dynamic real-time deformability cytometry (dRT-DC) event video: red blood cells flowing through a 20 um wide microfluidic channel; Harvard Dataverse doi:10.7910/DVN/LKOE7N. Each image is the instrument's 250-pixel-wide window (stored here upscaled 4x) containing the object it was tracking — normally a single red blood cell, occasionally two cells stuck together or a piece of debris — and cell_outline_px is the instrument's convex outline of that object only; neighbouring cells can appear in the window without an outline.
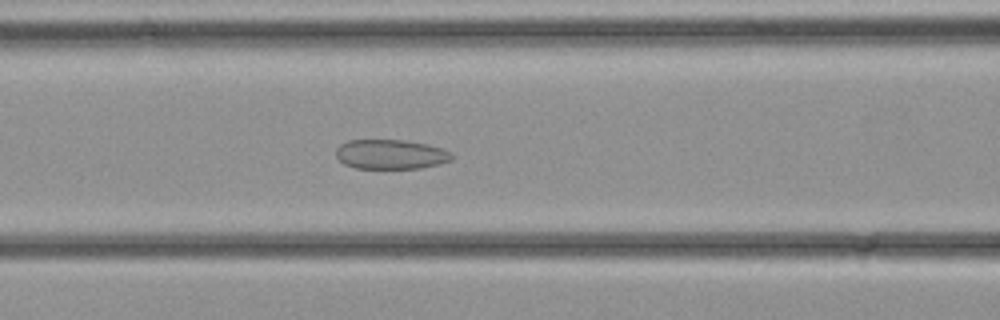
{"species": "common noctule bat (a hibernating species)", "species_latin": "Nyctalus noctula", "temperature_condition": "cold", "stored_images_in_passage": 29, "camera_frame_rate_fps": 3000, "um_per_image_px": 0.085, "animal": {"sex": "female", "body_mass_g": 21.9}, "frame": {"image": 1, "passage_image": 10, "time_ms": 3.0, "image_size_px": [1000, 320], "cell_outline_px": [[452, 160], [440, 164], [420, 168], [356, 168], [344, 164], [336, 156], [336, 148], [340, 144], [348, 140], [404, 140], [428, 144], [452, 152]], "centroid_in_image_um": [33.21, 13.11], "position_along_channel_um": 133.4, "area_um2": 20.0}}
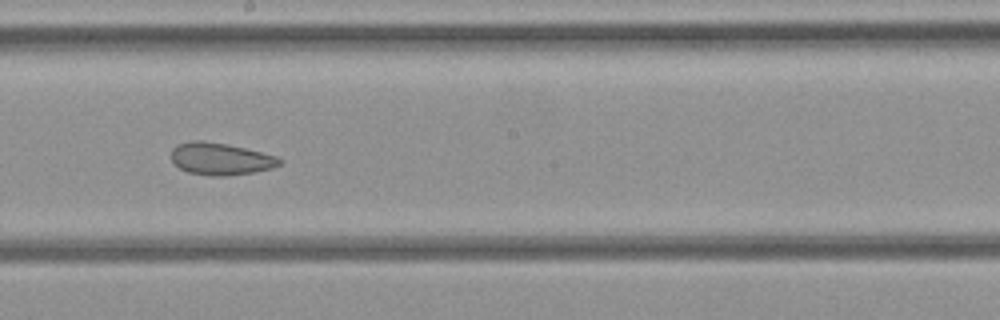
{"frame": {"image": 2, "passage_image": 15, "time_ms": 4.667, "image_size_px": [1000, 320], "cell_outline_px": [[284, 160], [280, 164], [272, 168], [252, 172], [224, 176], [208, 176], [188, 172], [180, 168], [172, 160], [172, 148], [176, 144], [192, 140], [204, 140], [228, 144], [276, 156]], "centroid_in_image_um": [18.73, 13.49], "position_along_channel_um": 229.5, "area_um2": 20.29}}
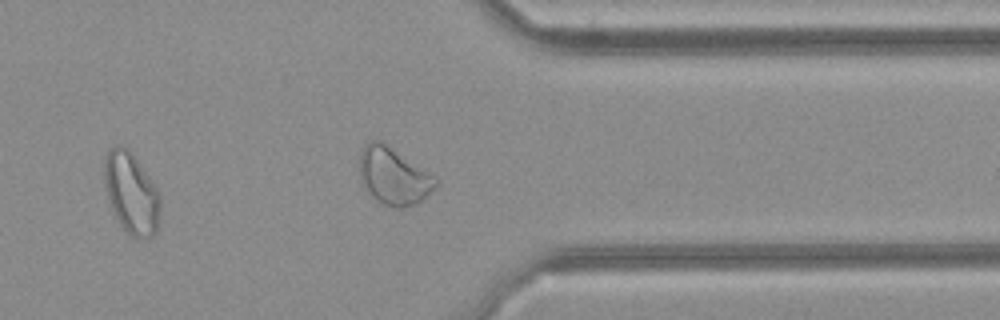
{"frame": {"image": 3, "passage_image": 23, "time_ms": 7.333, "image_size_px": [1000, 320], "cell_outline_px": [[160, 216], [156, 232], [152, 236], [144, 240], [132, 236], [120, 224], [112, 208], [104, 188], [104, 156], [116, 144], [124, 144], [132, 152], [152, 180], [160, 192]], "centroid_in_image_um": [11.17, 16.39], "position_along_channel_um": 400.2, "area_um2": 26.88}}